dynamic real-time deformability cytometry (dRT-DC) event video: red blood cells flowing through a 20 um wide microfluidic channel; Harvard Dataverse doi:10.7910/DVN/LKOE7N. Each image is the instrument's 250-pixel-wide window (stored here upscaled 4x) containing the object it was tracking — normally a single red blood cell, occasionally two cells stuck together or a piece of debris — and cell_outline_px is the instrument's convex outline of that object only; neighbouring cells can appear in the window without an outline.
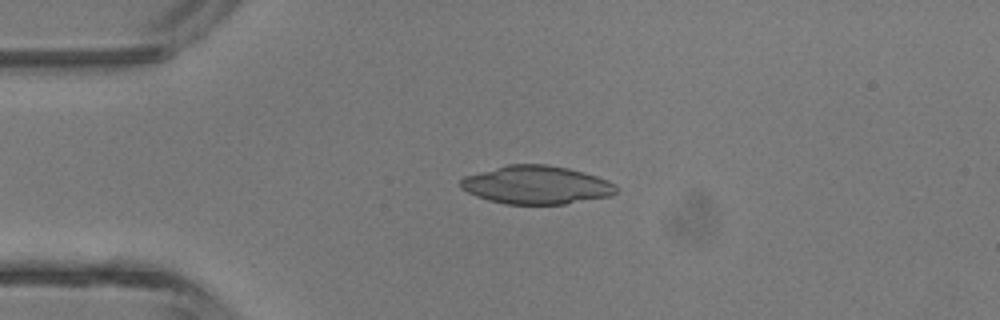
{"species": "common noctule bat (a hibernating species)", "species_latin": "Nyctalus noctula", "temperature_condition": "room temperature", "stored_images_in_passage": 4, "camera_frame_rate_fps": 3000, "um_per_image_px": 0.085, "animal": {"sex": "male", "body_mass_g": 13.3}, "frame": {"image": 1, "passage_image": 3, "time_ms": 2.333, "image_size_px": [1000, 320], "cell_outline_px": [[616, 192], [612, 196], [564, 204], [504, 204], [488, 200], [476, 196], [460, 188], [460, 180], [464, 176], [508, 164], [548, 164], [568, 168], [584, 172], [608, 180], [616, 184]], "centroid_in_image_um": [45.6, 15.72], "position_along_channel_um": 39.4, "area_um2": 34.85}}